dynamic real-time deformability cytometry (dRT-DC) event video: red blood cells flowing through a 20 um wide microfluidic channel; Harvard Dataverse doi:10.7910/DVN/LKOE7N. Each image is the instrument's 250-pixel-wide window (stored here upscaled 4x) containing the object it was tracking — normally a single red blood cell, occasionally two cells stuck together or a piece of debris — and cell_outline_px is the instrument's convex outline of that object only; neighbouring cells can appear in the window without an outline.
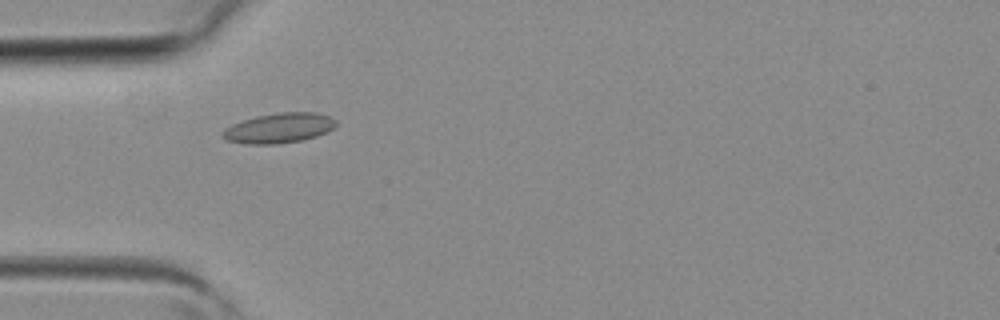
{"species": "common noctule bat (a hibernating species)", "species_latin": "Nyctalus noctula", "temperature_condition": "room temperature", "stored_images_in_passage": 4, "camera_frame_rate_fps": 3000, "um_per_image_px": 0.085, "animal": {"sex": "female", "body_mass_g": 19.3, "forearm_length_mm": 54.1}, "frame": {"image": 1, "passage_image": 3, "time_ms": 0.667, "image_size_px": [1000, 320], "cell_outline_px": [[336, 124], [328, 132], [304, 140], [276, 144], [244, 144], [228, 140], [220, 136], [220, 132], [224, 128], [232, 124], [256, 116], [280, 112], [316, 112], [328, 116], [336, 120]], "centroid_in_image_um": [23.69, 10.89], "position_along_channel_um": 61.3, "area_um2": 19.94}}
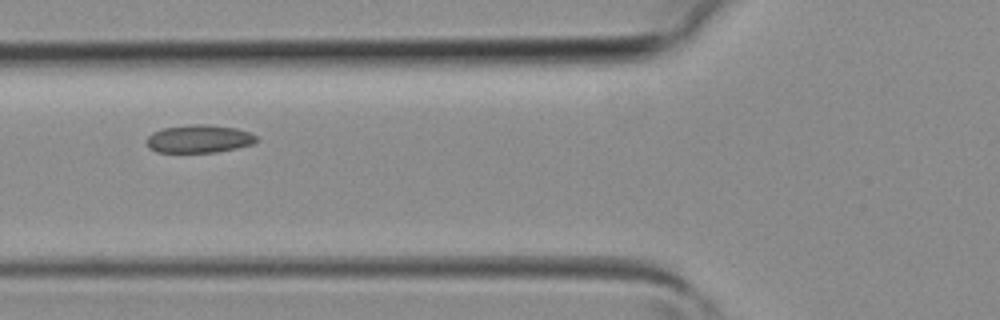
{"frame": {"image": 2, "passage_image": 4, "time_ms": 1.0, "image_size_px": [1000, 320], "cell_outline_px": [[260, 140], [252, 144], [236, 148], [216, 152], [156, 152], [148, 148], [144, 140], [152, 132], [164, 128], [196, 124], [208, 124], [236, 128], [248, 132], [256, 136]], "centroid_in_image_um": [16.89, 11.8], "position_along_channel_um": 108.9, "area_um2": 17.98}}